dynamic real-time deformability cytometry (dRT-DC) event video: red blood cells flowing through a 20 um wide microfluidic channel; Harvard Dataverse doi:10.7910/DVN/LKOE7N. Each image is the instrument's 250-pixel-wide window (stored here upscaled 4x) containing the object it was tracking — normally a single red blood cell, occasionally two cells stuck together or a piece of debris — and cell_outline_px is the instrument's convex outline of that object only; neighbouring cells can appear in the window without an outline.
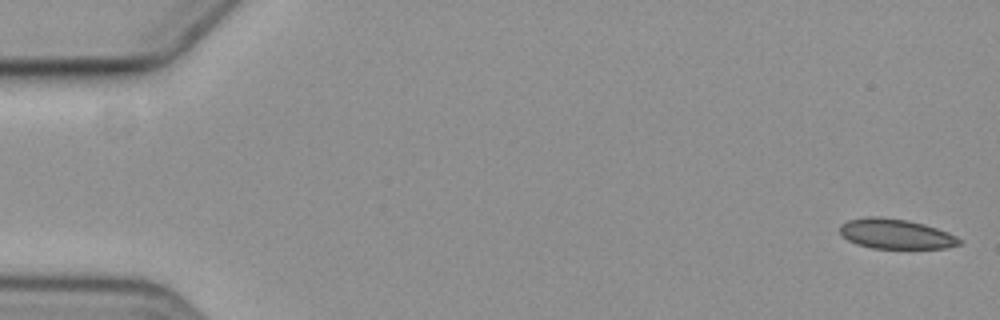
{"species": "common noctule bat (a hibernating species)", "species_latin": "Nyctalus noctula", "temperature_condition": "cold", "stored_images_in_passage": 5, "camera_frame_rate_fps": 3000, "um_per_image_px": 0.085, "animal": {"sex": "female", "body_mass_g": 19.3, "forearm_length_mm": 54.1}, "frame": {"image": 1, "passage_image": 1, "time_ms": 0.0, "image_size_px": [1000, 320], "cell_outline_px": [[964, 240], [960, 244], [948, 248], [872, 248], [856, 244], [840, 236], [840, 224], [848, 220], [868, 216], [880, 216], [904, 220], [924, 224], [948, 232]], "centroid_in_image_um": [76.12, 19.88], "position_along_channel_um": 8.9, "area_um2": 20.92}}
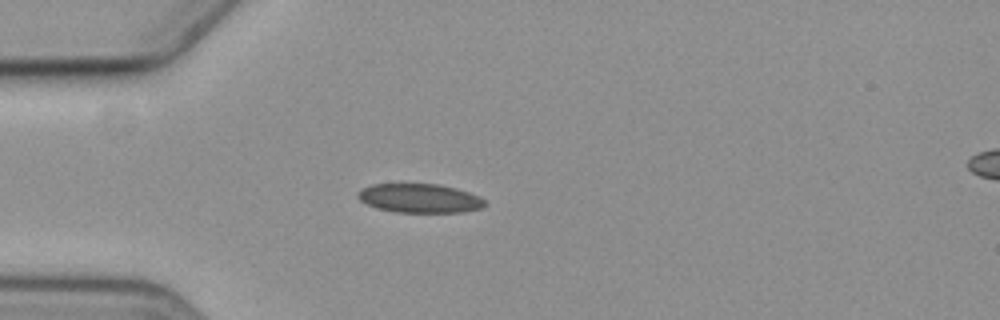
{"frame": {"image": 2, "passage_image": 5, "time_ms": 5.0, "image_size_px": [1000, 320], "cell_outline_px": [[488, 204], [484, 208], [464, 212], [396, 212], [376, 208], [360, 200], [356, 196], [356, 192], [360, 188], [372, 184], [440, 184], [456, 188], [480, 196]], "centroid_in_image_um": [35.68, 16.85], "position_along_channel_um": 49.3, "area_um2": 21.73}}